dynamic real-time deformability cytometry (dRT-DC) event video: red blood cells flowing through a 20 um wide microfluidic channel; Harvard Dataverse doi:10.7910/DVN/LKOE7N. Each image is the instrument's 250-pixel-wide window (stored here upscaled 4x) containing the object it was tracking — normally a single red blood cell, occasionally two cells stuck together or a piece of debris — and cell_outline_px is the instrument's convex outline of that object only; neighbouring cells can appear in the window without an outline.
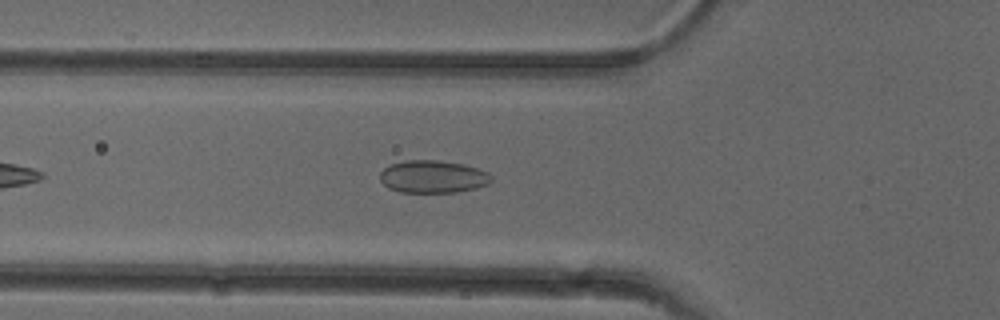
{"species": "common noctule bat (a hibernating species)", "species_latin": "Nyctalus noctula", "temperature_condition": "cold", "stored_images_in_passage": 41, "camera_frame_rate_fps": 3000, "um_per_image_px": 0.085, "animal": {"sex": "female"}, "frame": {"image": 1, "passage_image": 7, "time_ms": 2.0, "image_size_px": [1000, 320], "cell_outline_px": [[492, 180], [488, 184], [476, 188], [456, 192], [400, 192], [388, 188], [380, 180], [380, 172], [384, 168], [392, 164], [404, 160], [436, 160], [464, 164], [488, 172], [492, 176]], "centroid_in_image_um": [36.8, 15.02], "position_along_channel_um": 89.0, "area_um2": 21.15}}
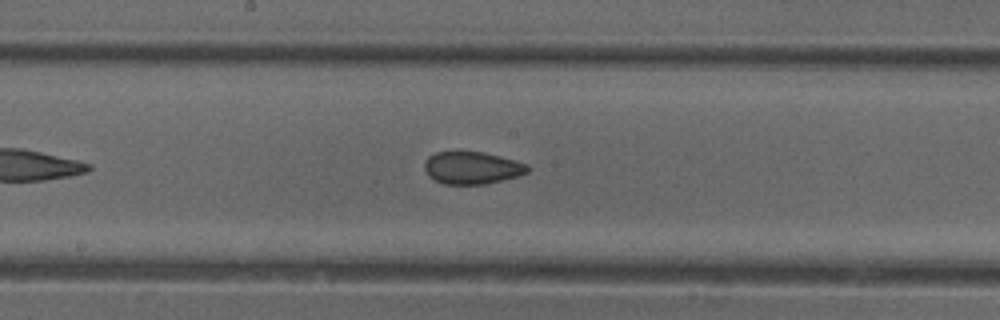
{"frame": {"image": 2, "passage_image": 16, "time_ms": 5.0, "image_size_px": [1000, 320], "cell_outline_px": [[532, 168], [528, 172], [516, 176], [484, 184], [444, 184], [428, 176], [424, 168], [424, 164], [428, 156], [436, 152], [484, 152], [500, 156], [528, 164]], "centroid_in_image_um": [40.12, 14.26], "position_along_channel_um": 208.1, "area_um2": 19.36}}
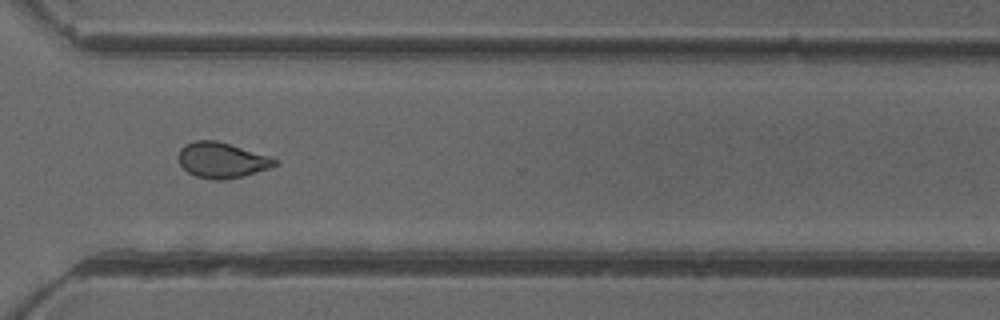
{"frame": {"image": 3, "passage_image": 27, "time_ms": 8.667, "image_size_px": [1000, 320], "cell_outline_px": [[280, 164], [272, 168], [244, 176], [220, 180], [212, 180], [196, 176], [188, 172], [180, 164], [180, 148], [184, 144], [192, 140], [216, 140], [268, 156], [280, 160]], "centroid_in_image_um": [18.89, 13.62], "position_along_channel_um": 351.7, "area_um2": 20.0}, "authors_computed_cell_mechanics": {"area_um2": 19.941, "velocity_mm_per_s": 3.9333, "shape_relaxation_time_tau1_ms": null, "shape_relaxation_time_tau2_ms": 1.7975, "deformation_change_tau1": null, "deformation_change_tau2": 0.0753}}